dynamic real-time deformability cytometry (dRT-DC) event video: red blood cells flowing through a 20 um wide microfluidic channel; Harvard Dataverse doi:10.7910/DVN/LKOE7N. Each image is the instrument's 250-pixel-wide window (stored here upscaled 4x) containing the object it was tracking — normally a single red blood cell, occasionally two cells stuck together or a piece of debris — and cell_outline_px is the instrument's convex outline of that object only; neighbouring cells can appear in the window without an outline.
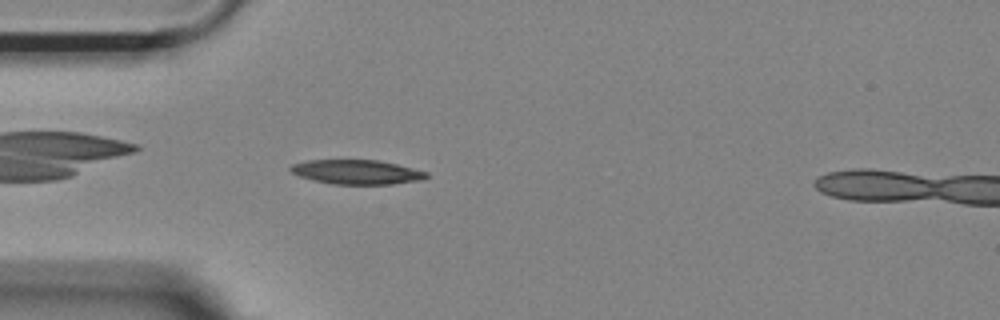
{"species": "Egyptian fruit bat (a non-hibernating species)", "species_latin": "Rousettus aegyptiacus", "temperature_condition": "room temperature", "stored_images_in_passage": 38, "camera_frame_rate_fps": 3000, "um_per_image_px": 0.085, "animal": {"sex": "female"}, "frame": {"image": 1, "passage_image": 4, "time_ms": 1.0, "image_size_px": [1000, 320], "cell_outline_px": [[428, 176], [420, 180], [392, 184], [332, 184], [312, 180], [300, 176], [292, 172], [288, 168], [292, 164], [308, 160], [380, 160], [428, 172]], "centroid_in_image_um": [30.3, 14.62], "position_along_channel_um": 54.7, "area_um2": 19.25}}
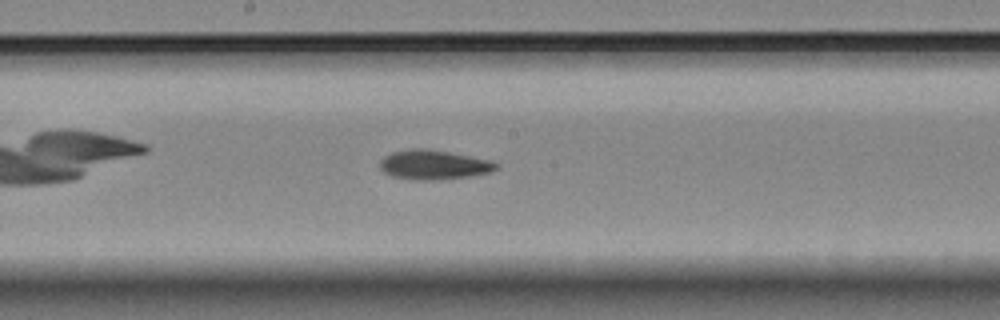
{"frame": {"image": 2, "passage_image": 17, "time_ms": 5.333, "image_size_px": [1000, 320], "cell_outline_px": [[500, 164], [492, 172], [472, 176], [432, 180], [412, 180], [392, 176], [384, 172], [380, 168], [380, 160], [384, 156], [392, 152], [412, 148], [428, 148], [488, 160]], "centroid_in_image_um": [36.84, 14.01], "position_along_channel_um": 211.4, "area_um2": 19.94}}
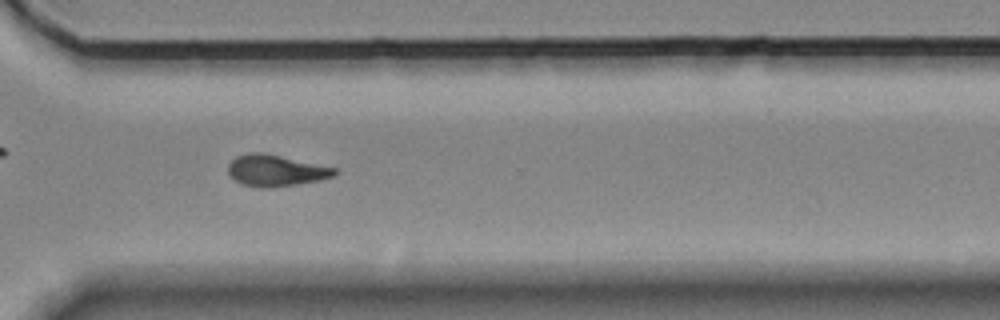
{"frame": {"image": 3, "passage_image": 28, "time_ms": 9.0, "image_size_px": [1000, 320], "cell_outline_px": [[336, 172], [332, 176], [320, 180], [296, 184], [240, 184], [228, 172], [228, 164], [236, 156], [248, 152], [264, 152], [336, 168]], "centroid_in_image_um": [23.43, 14.42], "position_along_channel_um": 347.2, "area_um2": 18.5}, "authors_computed_cell_mechanics": {"area_um2": 19.363, "velocity_mm_per_s": 3.7047, "shape_relaxation_time_tau1_ms": 5.9421, "shape_relaxation_time_tau2_ms": 5.1863, "deformation_change_tau1": 0.1743, "deformation_change_tau2": 0.1282}}